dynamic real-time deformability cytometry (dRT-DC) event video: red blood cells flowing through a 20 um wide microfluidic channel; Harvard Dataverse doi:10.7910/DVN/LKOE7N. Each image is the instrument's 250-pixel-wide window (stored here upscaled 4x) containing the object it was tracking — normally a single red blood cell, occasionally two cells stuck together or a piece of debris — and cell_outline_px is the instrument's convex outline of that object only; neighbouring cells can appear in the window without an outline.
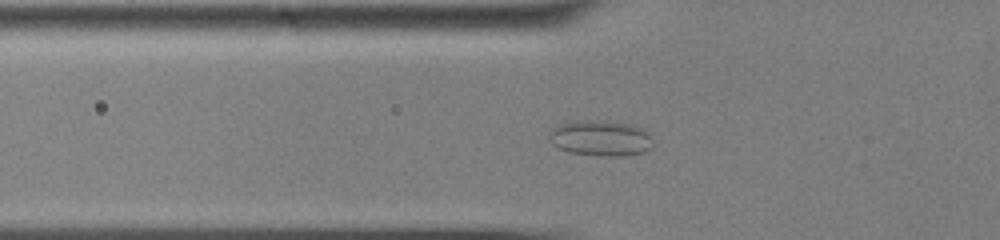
{"species": "common noctule bat (a hibernating species)", "species_latin": "Nyctalus noctula", "temperature_condition": "cold", "stored_images_in_passage": 58, "camera_frame_rate_fps": 3000, "um_per_image_px": 0.085, "animal": {"sex": "male", "body_mass_g": 13.0, "forearm_length_mm": 53.1}, "frame": {"image": 1, "passage_image": 21, "time_ms": 6.667, "image_size_px": [1000, 240], "cell_outline_px": [[652, 148], [644, 152], [624, 156], [600, 156], [568, 152], [556, 148], [548, 140], [548, 132], [552, 128], [560, 124], [588, 120], [596, 120], [632, 124], [644, 128], [648, 132], [652, 140]], "centroid_in_image_um": [51.04, 11.76], "position_along_channel_um": 74.8, "area_um2": 21.91}}
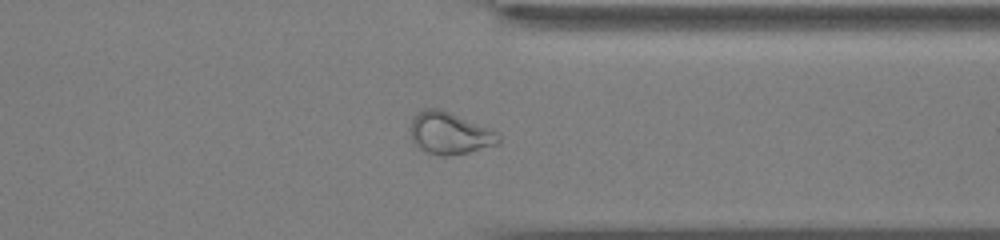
{"frame": {"image": 2, "passage_image": 46, "time_ms": 15.0, "image_size_px": [1000, 240], "cell_outline_px": [[500, 144], [468, 152], [448, 156], [440, 156], [428, 152], [420, 148], [412, 140], [408, 132], [412, 120], [424, 108], [440, 108], [492, 128], [500, 132]], "centroid_in_image_um": [38.26, 11.32], "position_along_channel_um": 373.1, "area_um2": 21.91}}
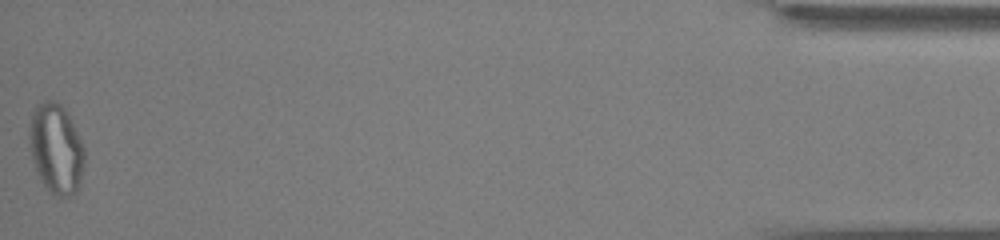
{"frame": {"image": 3, "passage_image": 58, "time_ms": 19.0, "image_size_px": [1000, 240], "cell_outline_px": [[84, 164], [80, 188], [76, 192], [68, 196], [52, 196], [44, 188], [36, 172], [28, 148], [28, 132], [32, 112], [40, 104], [48, 100], [52, 100], [60, 104], [68, 112], [84, 148]], "centroid_in_image_um": [4.75, 12.7], "position_along_channel_um": 430.5, "area_um2": 29.48}, "authors_computed_cell_mechanics": {"area_um2": 22.8599, "velocity_mm_per_s": 3.5905, "shape_relaxation_time_tau1_ms": null, "shape_relaxation_time_tau2_ms": 1.4083, "deformation_change_tau1": null, "deformation_change_tau2": 0.0672}}